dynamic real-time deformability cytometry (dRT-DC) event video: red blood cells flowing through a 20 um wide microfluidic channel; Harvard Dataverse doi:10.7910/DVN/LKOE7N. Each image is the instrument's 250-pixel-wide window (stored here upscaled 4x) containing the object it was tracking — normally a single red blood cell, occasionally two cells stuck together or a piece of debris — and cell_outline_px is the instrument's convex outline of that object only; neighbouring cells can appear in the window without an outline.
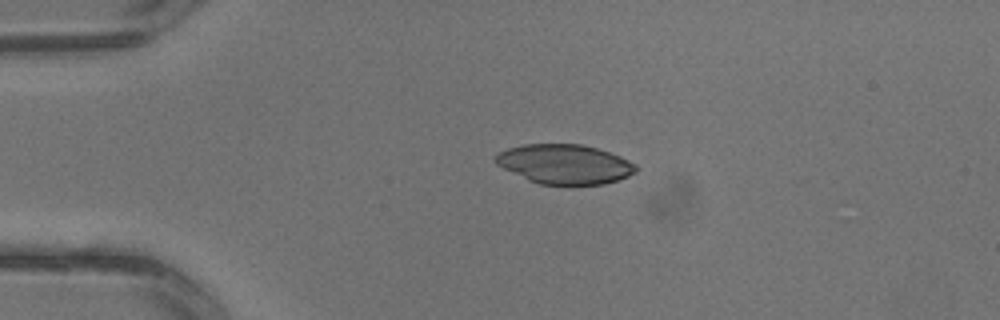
{"species": "common noctule bat (a hibernating species)", "species_latin": "Nyctalus noctula", "temperature_condition": "warm", "stored_images_in_passage": 1, "camera_frame_rate_fps": 3000, "um_per_image_px": 0.085, "animal": {"sex": "male", "body_mass_g": 13.3}, "frame": {"image": 1, "passage_image": 1, "time_ms": 0.0, "image_size_px": [1000, 320], "cell_outline_px": [[636, 172], [628, 176], [604, 184], [540, 184], [528, 180], [496, 164], [492, 160], [492, 156], [508, 148], [524, 144], [580, 144], [596, 148], [620, 156], [636, 164]], "centroid_in_image_um": [47.96, 13.94], "position_along_channel_um": 37.0, "area_um2": 32.14}}